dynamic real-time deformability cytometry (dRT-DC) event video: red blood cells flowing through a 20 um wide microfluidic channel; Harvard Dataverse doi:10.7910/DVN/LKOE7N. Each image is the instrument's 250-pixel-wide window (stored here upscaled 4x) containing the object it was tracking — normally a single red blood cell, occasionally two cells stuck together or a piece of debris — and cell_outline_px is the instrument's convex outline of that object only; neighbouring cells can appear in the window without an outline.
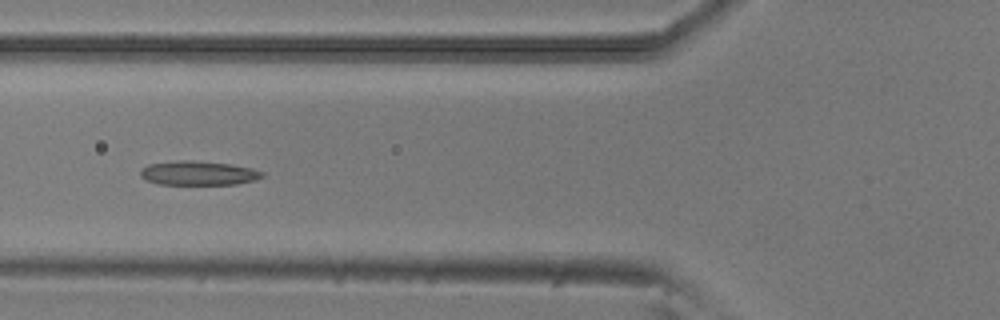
{"species": "common noctule bat (a hibernating species)", "species_latin": "Nyctalus noctula", "temperature_condition": "room temperature", "stored_images_in_passage": 5, "camera_frame_rate_fps": 3000, "um_per_image_px": 0.085, "animal": {"sex": "male", "body_mass_g": 20.5, "forearm_length_mm": 52.5}, "frame": {"image": 1, "passage_image": 3, "time_ms": 0.667, "image_size_px": [1000, 320], "cell_outline_px": [[264, 176], [252, 180], [236, 184], [160, 184], [148, 180], [140, 176], [140, 168], [148, 164], [180, 160], [192, 160], [232, 164], [252, 168], [264, 172]], "centroid_in_image_um": [16.85, 14.7], "position_along_channel_um": 109.0, "area_um2": 17.11}}
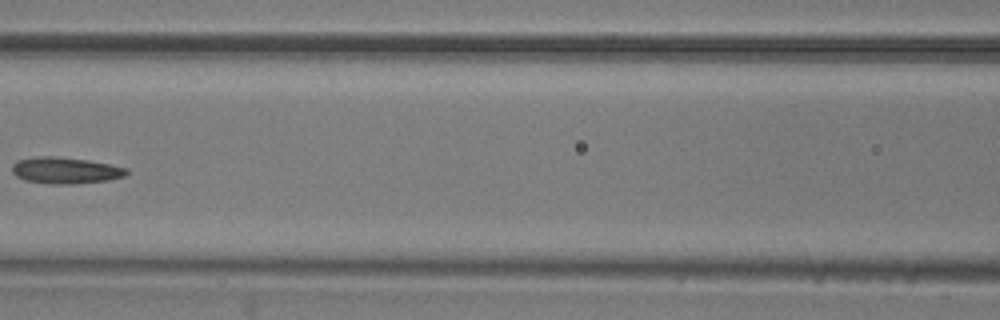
{"frame": {"image": 2, "passage_image": 4, "time_ms": 1.0, "image_size_px": [1000, 320], "cell_outline_px": [[128, 172], [124, 176], [108, 180], [76, 184], [52, 184], [24, 180], [16, 176], [12, 172], [12, 164], [16, 160], [40, 156], [52, 156], [88, 160], [128, 168]], "centroid_in_image_um": [5.54, 14.49], "position_along_channel_um": 161.1, "area_um2": 17.63}}
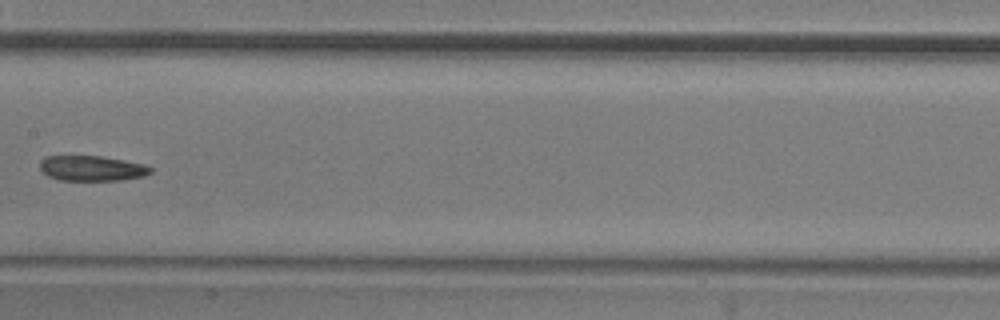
{"frame": {"image": 3, "passage_image": 5, "time_ms": 1.333, "image_size_px": [1000, 320], "cell_outline_px": [[152, 172], [144, 176], [124, 180], [60, 180], [48, 176], [40, 168], [40, 160], [44, 156], [100, 156], [144, 164], [152, 168]], "centroid_in_image_um": [7.81, 14.31], "position_along_channel_um": 199.6, "area_um2": 16.24}}